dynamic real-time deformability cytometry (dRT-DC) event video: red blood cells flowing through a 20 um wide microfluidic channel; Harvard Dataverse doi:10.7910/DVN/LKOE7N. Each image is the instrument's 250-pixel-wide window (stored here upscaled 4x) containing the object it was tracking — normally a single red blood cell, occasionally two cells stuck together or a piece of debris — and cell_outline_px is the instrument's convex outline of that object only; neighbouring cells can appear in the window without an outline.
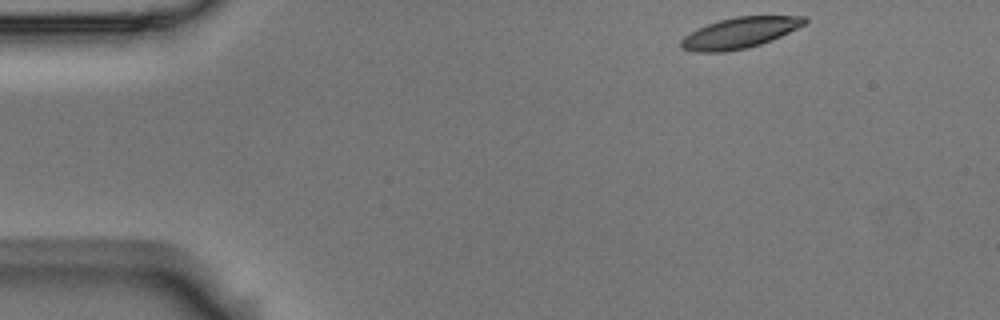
{"species": "Egyptian fruit bat (a non-hibernating species)", "species_latin": "Rousettus aegyptiacus", "temperature_condition": "room temperature", "stored_images_in_passage": 51, "camera_frame_rate_fps": 3000, "um_per_image_px": 0.085, "animal": {"sex": "male"}, "frame": {"image": 1, "passage_image": 1, "time_ms": 0.0, "image_size_px": [1000, 320], "cell_outline_px": [[808, 24], [772, 40], [748, 48], [724, 52], [696, 52], [680, 48], [680, 40], [684, 36], [708, 24], [720, 20], [736, 16], [808, 16]], "centroid_in_image_um": [62.93, 2.79], "position_along_channel_um": 22.1, "area_um2": 22.31}}
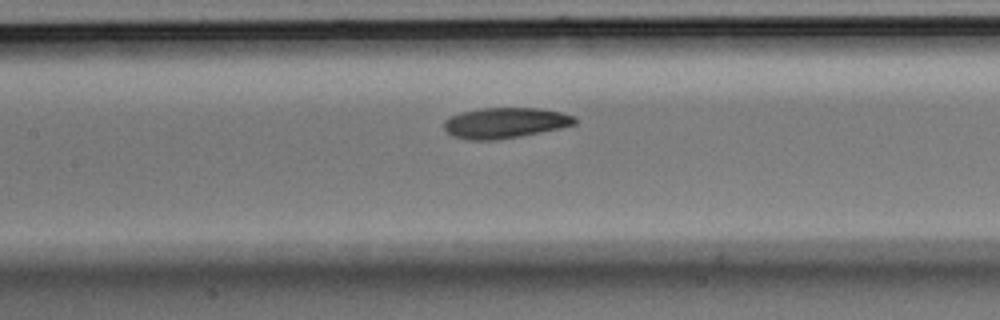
{"frame": {"image": 2, "passage_image": 20, "time_ms": 6.333, "image_size_px": [1000, 320], "cell_outline_px": [[576, 124], [560, 128], [520, 136], [496, 140], [468, 140], [452, 136], [444, 128], [444, 120], [460, 112], [480, 108], [540, 108], [560, 112], [576, 116]], "centroid_in_image_um": [42.92, 10.44], "position_along_channel_um": 164.5, "area_um2": 23.35}}
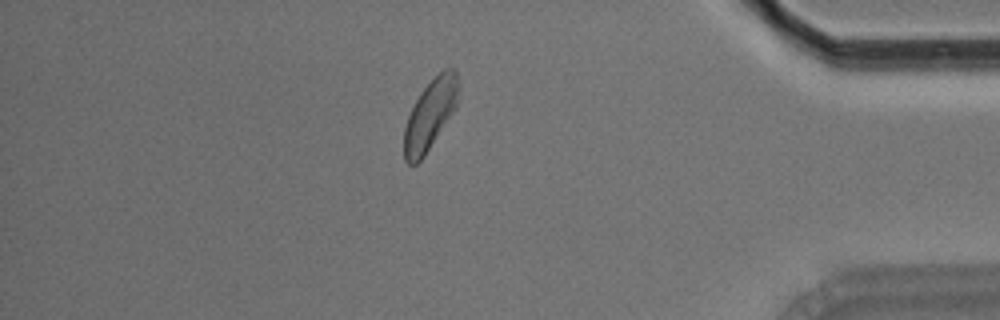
{"frame": {"image": 3, "passage_image": 43, "time_ms": 14.0, "image_size_px": [1000, 320], "cell_outline_px": [[460, 100], [456, 108], [424, 156], [416, 164], [408, 164], [404, 160], [404, 128], [408, 116], [420, 92], [444, 68], [456, 68], [460, 80]], "centroid_in_image_um": [36.62, 9.69], "position_along_channel_um": 398.6, "area_um2": 22.48}, "authors_computed_cell_mechanics": {"area_um2": 23.12, "velocity_mm_per_s": 3.5128, "shape_relaxation_time_tau1_ms": 3.6878, "shape_relaxation_time_tau2_ms": 4.403, "deformation_change_tau1": 0.1068, "deformation_change_tau2": 0.1095}}